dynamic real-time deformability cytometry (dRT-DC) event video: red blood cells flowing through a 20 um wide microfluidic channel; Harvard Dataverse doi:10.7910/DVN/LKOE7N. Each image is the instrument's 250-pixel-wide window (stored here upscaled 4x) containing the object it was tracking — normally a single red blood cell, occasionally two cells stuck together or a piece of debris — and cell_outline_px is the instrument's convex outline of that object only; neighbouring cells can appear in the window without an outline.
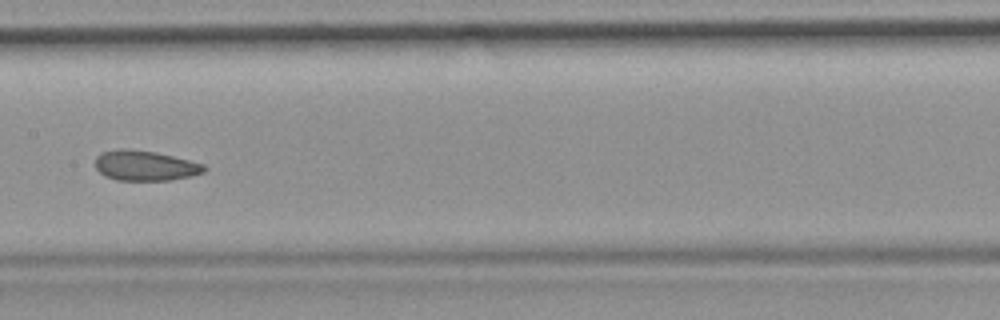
{"species": "common noctule bat (a hibernating species)", "species_latin": "Nyctalus noctula", "temperature_condition": "room temperature", "stored_images_in_passage": 43, "camera_frame_rate_fps": 3000, "um_per_image_px": 0.085, "animal": {"sex": "female", "body_mass_g": 19.9}, "frame": {"image": 1, "passage_image": 19, "time_ms": 6.0, "image_size_px": [1000, 320], "cell_outline_px": [[208, 168], [204, 172], [192, 176], [168, 180], [116, 180], [104, 176], [96, 168], [96, 156], [100, 152], [120, 148], [128, 148], [156, 152], [204, 164]], "centroid_in_image_um": [12.32, 14.07], "position_along_channel_um": 195.1, "area_um2": 19.25}}